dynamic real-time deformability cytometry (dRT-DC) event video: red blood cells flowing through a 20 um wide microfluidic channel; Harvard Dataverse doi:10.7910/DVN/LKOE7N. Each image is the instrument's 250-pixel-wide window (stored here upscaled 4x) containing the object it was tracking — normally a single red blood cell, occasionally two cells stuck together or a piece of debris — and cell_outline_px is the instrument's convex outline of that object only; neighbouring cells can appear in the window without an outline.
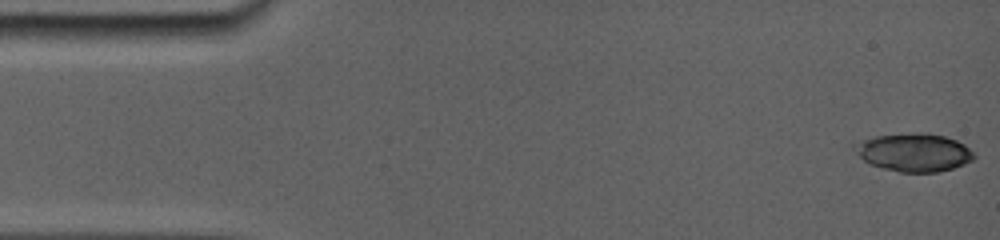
{"species": "common noctule bat (a hibernating species)", "species_latin": "Nyctalus noctula", "temperature_condition": "room temperature", "stored_images_in_passage": 18, "camera_frame_rate_fps": 5000, "um_per_image_px": 0.085, "animal": {"sex": "female", "body_mass_g": 19.0, "forearm_length_mm": 56.7}, "frame": {"image": 1, "passage_image": 1, "time_ms": 0.0, "image_size_px": [1000, 240], "cell_outline_px": [[972, 156], [968, 160], [952, 168], [936, 172], [900, 172], [872, 164], [864, 160], [864, 144], [868, 140], [880, 136], [944, 136], [956, 140], [968, 148]], "centroid_in_image_um": [77.84, 13.02], "position_along_channel_um": 7.2, "area_um2": 23.47}}
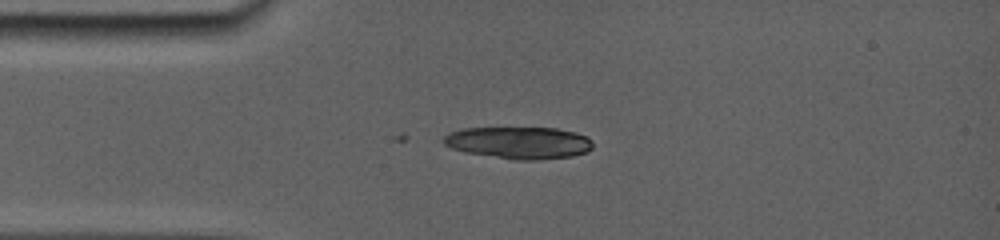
{"frame": {"image": 2, "passage_image": 6, "time_ms": 3.6, "image_size_px": [1000, 240], "cell_outline_px": [[592, 148], [584, 152], [568, 156], [532, 160], [516, 160], [468, 152], [452, 148], [444, 144], [444, 136], [452, 132], [464, 128], [556, 128], [572, 132], [584, 136], [592, 144]], "centroid_in_image_um": [44.07, 12.12], "position_along_channel_um": 40.9, "area_um2": 27.11}}